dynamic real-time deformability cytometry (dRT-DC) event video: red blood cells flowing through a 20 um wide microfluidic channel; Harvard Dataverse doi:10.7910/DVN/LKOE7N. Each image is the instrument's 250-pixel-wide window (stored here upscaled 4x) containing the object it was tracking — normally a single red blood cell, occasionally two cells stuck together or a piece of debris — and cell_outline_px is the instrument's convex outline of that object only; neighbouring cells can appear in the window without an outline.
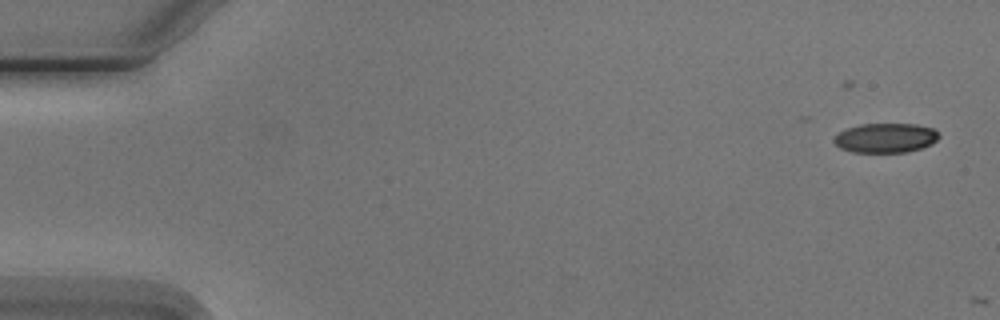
{"species": "Egyptian fruit bat (a non-hibernating species)", "species_latin": "Rousettus aegyptiacus", "temperature_condition": "cold", "stored_images_in_passage": 3, "camera_frame_rate_fps": 3000, "um_per_image_px": 0.085, "animal": {"sex": "male"}, "frame": {"image": 1, "passage_image": 2, "time_ms": 1.0, "image_size_px": [1000, 320], "cell_outline_px": [[940, 136], [932, 144], [908, 152], [852, 152], [840, 148], [832, 140], [840, 132], [848, 128], [860, 124], [916, 124], [932, 128]], "centroid_in_image_um": [75.27, 11.72], "position_along_channel_um": 9.7, "area_um2": 17.92}}